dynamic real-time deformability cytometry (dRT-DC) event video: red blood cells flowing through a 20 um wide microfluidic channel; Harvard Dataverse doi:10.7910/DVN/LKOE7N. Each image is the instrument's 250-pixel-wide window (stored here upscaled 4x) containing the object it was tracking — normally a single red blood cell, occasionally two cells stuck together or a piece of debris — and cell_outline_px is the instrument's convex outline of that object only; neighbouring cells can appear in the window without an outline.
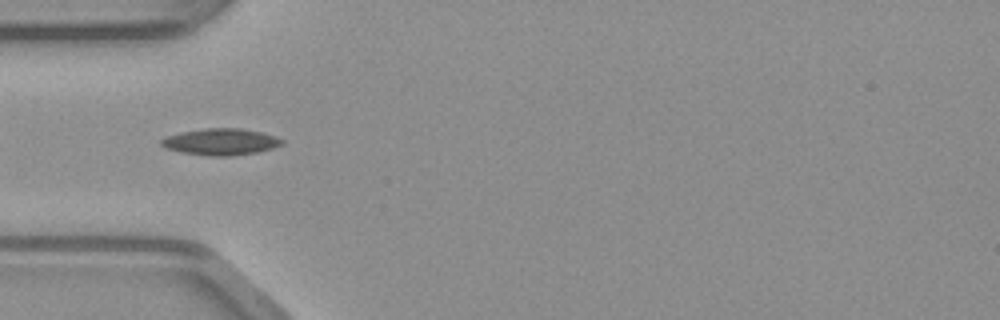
{"species": "common noctule bat (a hibernating species)", "species_latin": "Nyctalus noctula", "temperature_condition": "warm", "stored_images_in_passage": 5, "camera_frame_rate_fps": 3000, "um_per_image_px": 0.085, "animal": {"sex": "male", "body_mass_g": 23.1, "forearm_length_mm": 52.7}, "frame": {"image": 1, "passage_image": 2, "time_ms": 0.333, "image_size_px": [1000, 320], "cell_outline_px": [[284, 144], [272, 148], [256, 152], [232, 156], [208, 156], [180, 152], [168, 148], [160, 144], [160, 140], [168, 136], [180, 132], [204, 128], [240, 128], [260, 132], [276, 136], [284, 140]], "centroid_in_image_um": [18.78, 12.05], "position_along_channel_um": 66.2, "area_um2": 18.67}}